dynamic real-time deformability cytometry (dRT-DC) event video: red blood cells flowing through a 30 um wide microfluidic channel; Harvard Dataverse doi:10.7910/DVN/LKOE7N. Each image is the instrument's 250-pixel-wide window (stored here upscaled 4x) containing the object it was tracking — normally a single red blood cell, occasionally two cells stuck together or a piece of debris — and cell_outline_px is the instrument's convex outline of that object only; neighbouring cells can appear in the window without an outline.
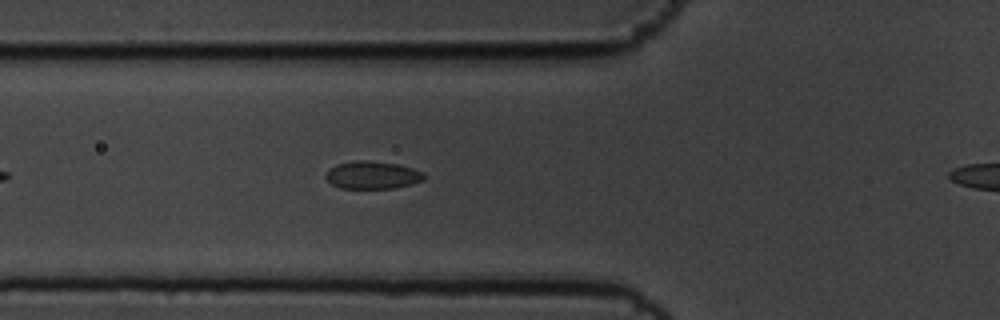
{"species": "common noctule bat (a hibernating species)", "species_latin": "Nyctalus noctula", "temperature_condition": "cold", "stored_images_in_passage": 27, "camera_frame_rate_fps": 3000, "um_per_image_px": 0.085, "animal": {"sex": "male", "body_mass_g": 19.5, "forearm_length_mm": 54.6}, "frame": {"image": 1, "passage_image": 6, "time_ms": 1.667, "image_size_px": [1000, 320], "cell_outline_px": [[424, 180], [412, 184], [396, 188], [340, 188], [332, 184], [324, 176], [328, 168], [336, 164], [352, 160], [368, 160], [400, 164], [424, 172]], "centroid_in_image_um": [31.64, 14.86], "position_along_channel_um": 94.2, "area_um2": 16.13}}
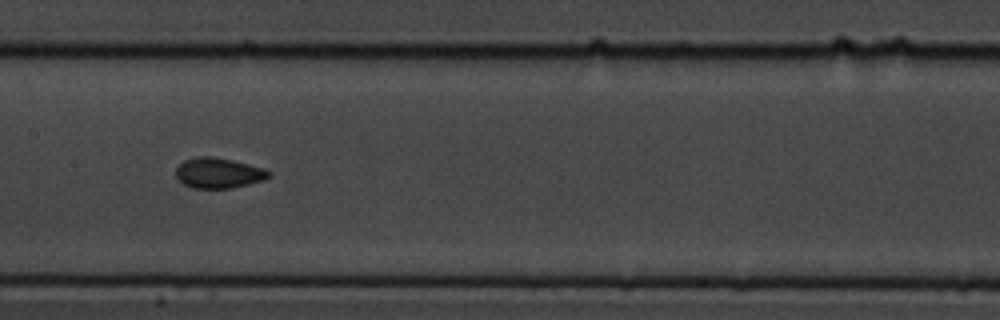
{"frame": {"image": 2, "passage_image": 14, "time_ms": 4.333, "image_size_px": [1000, 320], "cell_outline_px": [[272, 176], [264, 180], [232, 188], [192, 188], [184, 184], [176, 176], [176, 168], [184, 160], [196, 156], [212, 156], [232, 160], [264, 168], [272, 172]], "centroid_in_image_um": [18.6, 14.7], "position_along_channel_um": 188.8, "area_um2": 16.53}}
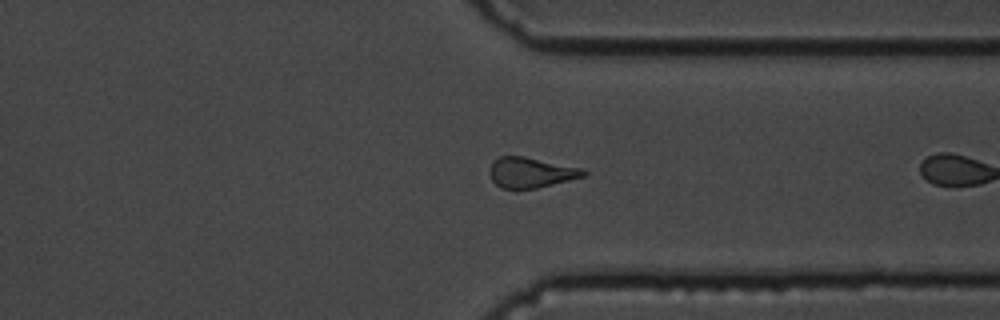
{"frame": {"image": 3, "passage_image": 26, "time_ms": 8.333, "image_size_px": [1000, 320], "cell_outline_px": [[588, 172], [584, 176], [536, 188], [516, 192], [500, 188], [492, 180], [488, 172], [492, 160], [500, 156], [524, 156], [584, 168]], "centroid_in_image_um": [45.07, 14.69], "position_along_channel_um": 366.3, "area_um2": 17.17}}